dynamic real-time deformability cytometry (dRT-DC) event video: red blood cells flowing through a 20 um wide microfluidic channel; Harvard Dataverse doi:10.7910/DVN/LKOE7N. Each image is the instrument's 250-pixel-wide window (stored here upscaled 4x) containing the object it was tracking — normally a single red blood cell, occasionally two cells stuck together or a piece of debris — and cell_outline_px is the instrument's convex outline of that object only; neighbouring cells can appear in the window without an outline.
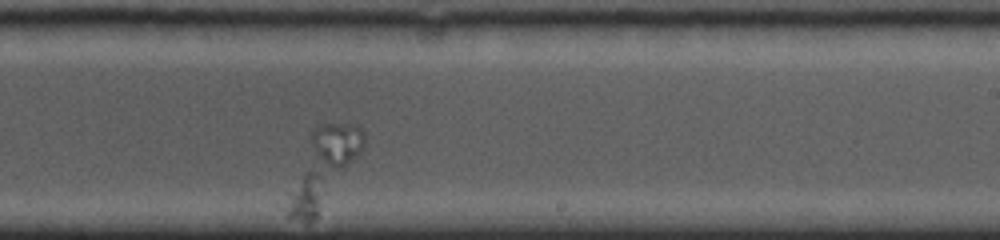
{"species": "common noctule bat (a hibernating species)", "species_latin": "Nyctalus noctula", "temperature_condition": "cold", "stored_images_in_passage": 53, "segment_of_instrument_passage": [2, 3], "camera_frame_rate_fps": 5000, "um_per_image_px": 0.085, "animal": {"sex": "female", "body_mass_g": 19.0, "forearm_length_mm": 53.3}, "frame": {"image": 1, "passage_image": 38, "time_ms": 12.4, "image_size_px": [1000, 240], "cell_outline_px": [[364, 148], [316, 216], [308, 224], [304, 224], [288, 216], [288, 196], [312, 128], [320, 124], [356, 124], [364, 132]], "centroid_in_image_um": [27.47, 14.27], "position_along_channel_um": 261.5, "area_um2": 32.71}}